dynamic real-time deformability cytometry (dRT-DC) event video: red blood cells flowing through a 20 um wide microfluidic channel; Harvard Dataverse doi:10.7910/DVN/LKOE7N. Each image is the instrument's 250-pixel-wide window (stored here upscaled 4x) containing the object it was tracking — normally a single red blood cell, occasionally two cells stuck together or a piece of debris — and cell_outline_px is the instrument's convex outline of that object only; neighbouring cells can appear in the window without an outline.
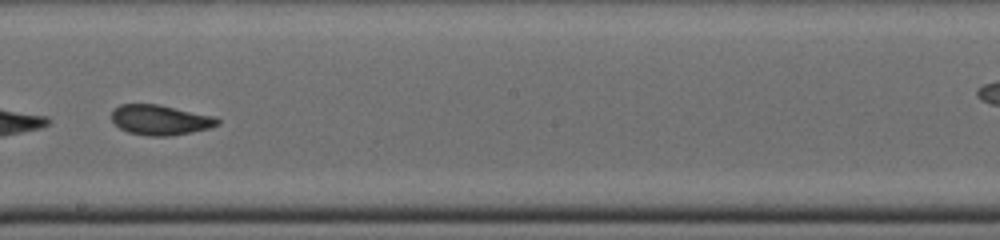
{"species": "common noctule bat (a hibernating species)", "species_latin": "Nyctalus noctula", "temperature_condition": "cold", "stored_images_in_passage": 24, "camera_frame_rate_fps": 3000, "um_per_image_px": 0.085, "animal": {"sex": "male", "body_mass_g": 19.0, "forearm_length_mm": 50.8}, "frame": {"image": 1, "passage_image": 11, "time_ms": 3.333, "image_size_px": [1000, 240], "cell_outline_px": [[220, 124], [208, 128], [192, 132], [168, 136], [148, 136], [128, 132], [120, 128], [112, 120], [112, 112], [120, 104], [156, 104], [212, 116], [220, 120]], "centroid_in_image_um": [13.6, 10.2], "position_along_channel_um": 234.6, "area_um2": 18.26}}